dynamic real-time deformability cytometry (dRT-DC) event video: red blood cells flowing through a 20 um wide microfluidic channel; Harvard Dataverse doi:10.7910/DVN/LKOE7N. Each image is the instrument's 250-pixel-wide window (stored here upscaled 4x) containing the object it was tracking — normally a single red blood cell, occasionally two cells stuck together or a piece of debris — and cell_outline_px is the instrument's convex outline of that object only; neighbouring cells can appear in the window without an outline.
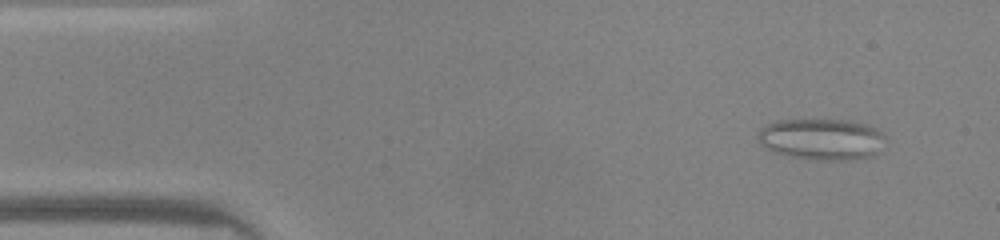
{"species": "common noctule bat (a hibernating species)", "species_latin": "Nyctalus noctula", "temperature_condition": "warm", "stored_images_in_passage": 44, "camera_frame_rate_fps": 3000, "um_per_image_px": 0.085, "animal": {"sex": "male", "body_mass_g": 20.0, "forearm_length_mm": 53.3}, "frame": {"image": 1, "passage_image": 1, "time_ms": 0.0, "image_size_px": [1000, 240], "cell_outline_px": [[884, 136], [880, 152], [876, 156], [852, 160], [816, 160], [788, 156], [772, 152], [760, 144], [756, 136], [756, 132], [760, 128], [776, 120], [848, 120], [868, 124], [884, 132]], "centroid_in_image_um": [69.84, 11.84], "position_along_channel_um": 15.2, "area_um2": 31.33}}
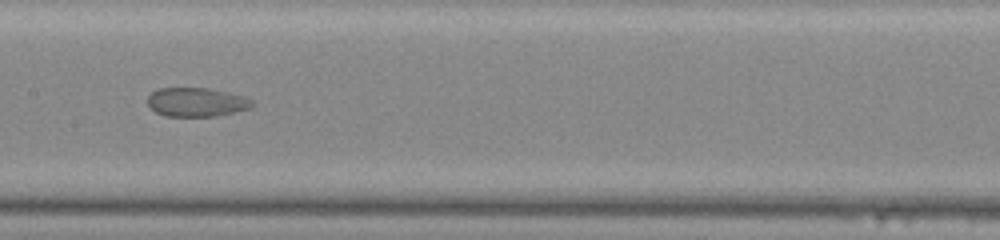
{"frame": {"image": 2, "passage_image": 20, "time_ms": 6.333, "image_size_px": [1000, 240], "cell_outline_px": [[256, 104], [252, 108], [236, 112], [216, 116], [164, 116], [156, 112], [148, 104], [148, 96], [152, 92], [160, 88], [208, 88], [244, 96], [252, 100]], "centroid_in_image_um": [16.74, 8.69], "position_along_channel_um": 190.7, "area_um2": 17.69}}
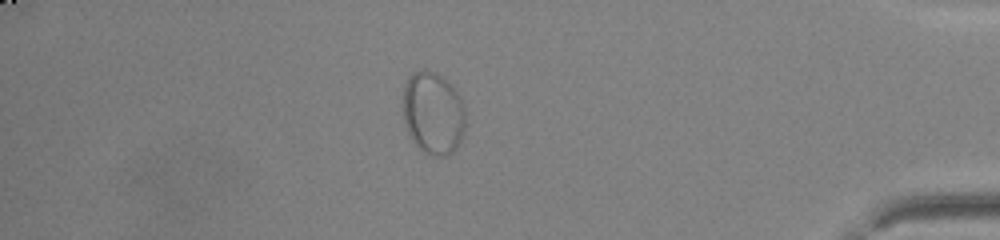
{"frame": {"image": 3, "passage_image": 38, "time_ms": 12.333, "image_size_px": [1000, 240], "cell_outline_px": [[464, 132], [456, 148], [452, 152], [444, 156], [432, 156], [424, 152], [412, 140], [404, 124], [400, 104], [404, 84], [408, 76], [412, 72], [424, 68], [436, 72], [448, 80], [460, 96], [464, 108]], "centroid_in_image_um": [36.76, 9.56], "position_along_channel_um": 398.4, "area_um2": 30.87}}